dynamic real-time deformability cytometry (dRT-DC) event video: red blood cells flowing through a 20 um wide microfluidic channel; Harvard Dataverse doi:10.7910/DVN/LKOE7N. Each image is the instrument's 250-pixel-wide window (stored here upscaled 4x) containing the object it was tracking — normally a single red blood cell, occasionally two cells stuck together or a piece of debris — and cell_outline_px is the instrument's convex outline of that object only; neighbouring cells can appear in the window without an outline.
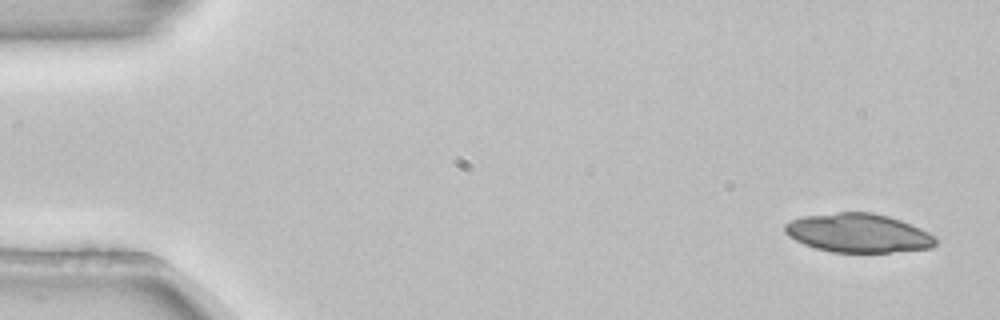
{"species": "common noctule bat (a hibernating species)", "species_latin": "Nyctalus noctula", "temperature_condition": "room temperature", "stored_images_in_passage": 4, "camera_frame_rate_fps": 3000, "um_per_image_px": 0.085, "animal": {"sex": "female", "body_mass_g": 22.7, "forearm_length_mm": 54.2}, "frame": {"image": 1, "passage_image": 1, "time_ms": 0.0, "image_size_px": [1000, 320], "cell_outline_px": [[936, 244], [932, 248], [888, 252], [832, 252], [816, 248], [804, 244], [788, 236], [784, 232], [784, 224], [792, 220], [804, 216], [836, 212], [872, 212], [888, 216], [900, 220], [920, 228], [936, 236]], "centroid_in_image_um": [72.95, 19.8], "position_along_channel_um": 12.1, "area_um2": 34.1}}